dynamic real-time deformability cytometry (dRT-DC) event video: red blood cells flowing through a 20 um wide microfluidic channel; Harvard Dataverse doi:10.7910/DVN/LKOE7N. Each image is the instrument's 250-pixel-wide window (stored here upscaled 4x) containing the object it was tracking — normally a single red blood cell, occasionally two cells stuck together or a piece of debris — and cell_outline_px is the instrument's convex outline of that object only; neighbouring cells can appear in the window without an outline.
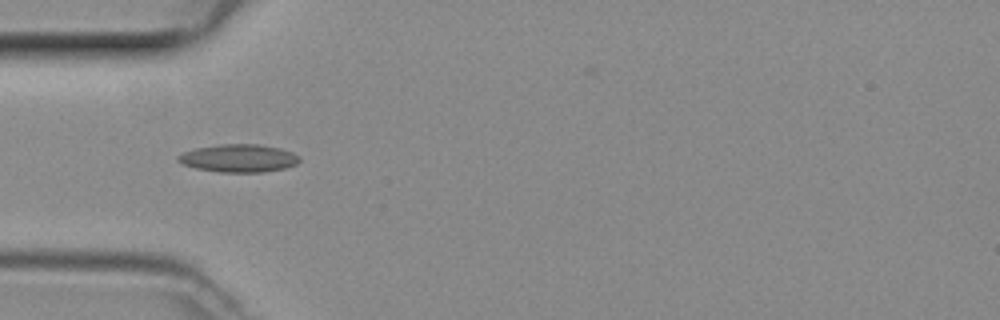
{"species": "common noctule bat (a hibernating species)", "species_latin": "Nyctalus noctula", "temperature_condition": "room temperature", "stored_images_in_passage": 36, "camera_frame_rate_fps": 3000, "um_per_image_px": 0.085, "animal": {"sex": "female", "body_mass_g": 29.2, "forearm_length_mm": 56.3}, "frame": {"image": 1, "passage_image": 3, "time_ms": 0.667, "image_size_px": [1000, 320], "cell_outline_px": [[300, 160], [296, 164], [284, 168], [264, 172], [220, 172], [196, 168], [184, 164], [176, 160], [176, 156], [184, 152], [196, 148], [220, 144], [256, 144], [280, 148], [292, 152], [300, 156]], "centroid_in_image_um": [20.29, 13.44], "position_along_channel_um": 64.7, "area_um2": 19.65}}
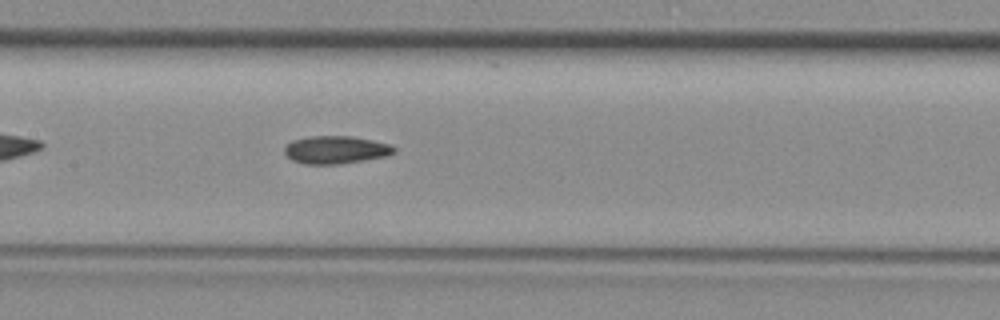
{"frame": {"image": 2, "passage_image": 11, "time_ms": 3.333, "image_size_px": [1000, 320], "cell_outline_px": [[396, 152], [388, 156], [340, 164], [304, 164], [292, 160], [284, 152], [284, 148], [292, 140], [312, 136], [352, 136], [392, 144], [396, 148]], "centroid_in_image_um": [28.58, 12.73], "position_along_channel_um": 178.8, "area_um2": 17.86}}
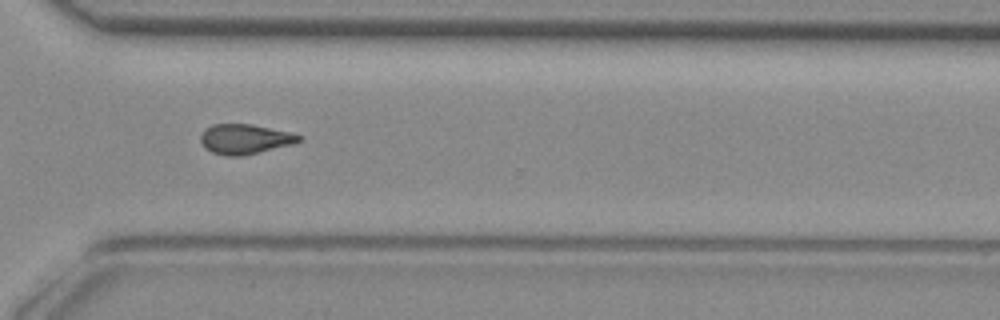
{"frame": {"image": 3, "passage_image": 23, "time_ms": 7.333, "image_size_px": [1000, 320], "cell_outline_px": [[304, 140], [292, 144], [240, 156], [228, 156], [212, 152], [204, 148], [200, 140], [200, 136], [204, 128], [212, 124], [248, 124], [292, 132], [304, 136]], "centroid_in_image_um": [20.82, 11.81], "position_along_channel_um": 349.8, "area_um2": 17.17}}